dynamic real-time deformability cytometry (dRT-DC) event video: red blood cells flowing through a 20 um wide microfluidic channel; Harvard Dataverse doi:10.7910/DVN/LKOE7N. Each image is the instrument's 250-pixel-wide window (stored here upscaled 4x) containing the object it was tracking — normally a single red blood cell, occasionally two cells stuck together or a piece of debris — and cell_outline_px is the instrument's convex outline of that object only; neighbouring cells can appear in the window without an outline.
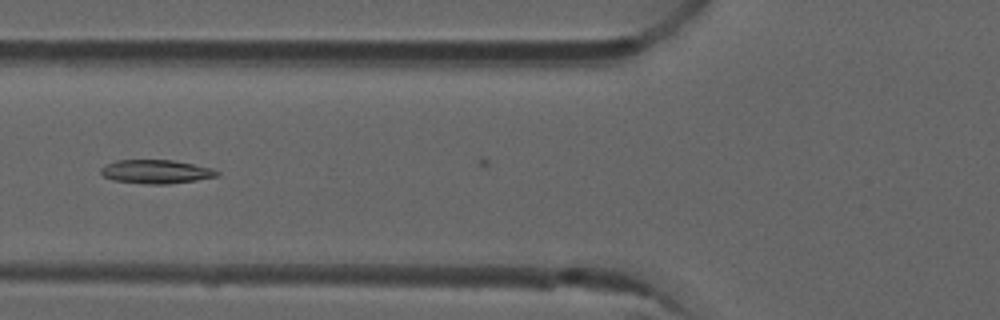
{"species": "common noctule bat (a hibernating species)", "species_latin": "Nyctalus noctula", "temperature_condition": "room temperature", "stored_images_in_passage": 6, "camera_frame_rate_fps": 3000, "um_per_image_px": 0.085, "animal": {"sex": "male", "forearm_length_mm": 52.5}, "frame": {"image": 1, "passage_image": 5, "time_ms": 1.333, "image_size_px": [1000, 320], "cell_outline_px": [[220, 176], [196, 180], [168, 184], [148, 184], [112, 180], [104, 176], [100, 172], [100, 168], [116, 160], [172, 160], [212, 168], [220, 172]], "centroid_in_image_um": [13.28, 14.59], "position_along_channel_um": 112.5, "area_um2": 16.01}}